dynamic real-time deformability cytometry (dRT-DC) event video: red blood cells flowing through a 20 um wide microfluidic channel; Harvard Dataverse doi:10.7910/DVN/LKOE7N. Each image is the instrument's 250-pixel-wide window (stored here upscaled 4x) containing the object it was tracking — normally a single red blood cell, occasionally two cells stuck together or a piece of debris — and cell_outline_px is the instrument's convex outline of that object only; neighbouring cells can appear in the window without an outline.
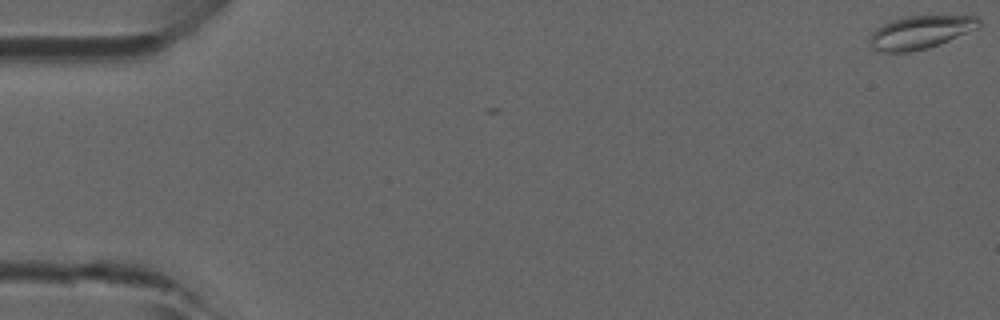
{"species": "common noctule bat (a hibernating species)", "species_latin": "Nyctalus noctula", "temperature_condition": "room temperature", "stored_images_in_passage": 2, "camera_frame_rate_fps": 3000, "um_per_image_px": 0.085, "animal": {"sex": "male", "forearm_length_mm": 52.5}, "frame": {"image": 1, "passage_image": 1, "time_ms": 0.0, "image_size_px": [1000, 320], "cell_outline_px": [[984, 24], [980, 28], [928, 48], [908, 52], [880, 52], [868, 48], [868, 36], [876, 28], [888, 20], [904, 16], [976, 16]], "centroid_in_image_um": [78.18, 2.74], "position_along_channel_um": 6.8, "area_um2": 21.62}}